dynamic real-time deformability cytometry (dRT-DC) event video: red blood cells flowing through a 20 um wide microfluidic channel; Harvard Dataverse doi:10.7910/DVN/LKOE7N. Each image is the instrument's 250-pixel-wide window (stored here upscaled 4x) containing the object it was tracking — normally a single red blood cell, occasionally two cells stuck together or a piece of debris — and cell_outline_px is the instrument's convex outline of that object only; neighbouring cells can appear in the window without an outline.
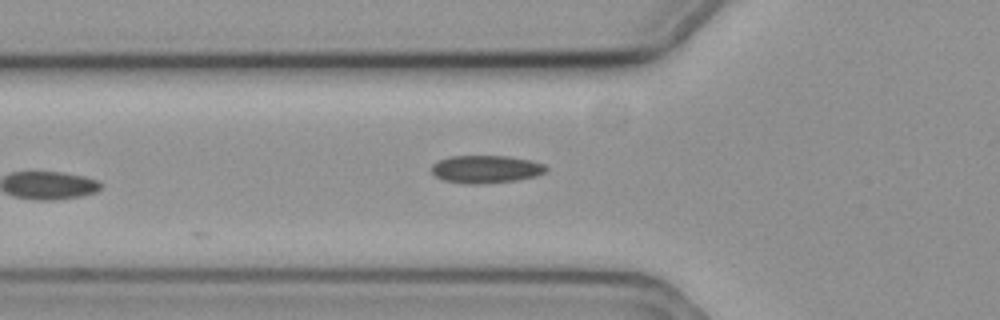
{"species": "common noctule bat (a hibernating species)", "species_latin": "Nyctalus noctula", "temperature_condition": "cold", "stored_images_in_passage": 24, "camera_frame_rate_fps": 3000, "um_per_image_px": 0.085, "animal": {"sex": "female", "body_mass_g": 19.3, "forearm_length_mm": 54.1}, "frame": {"image": 1, "passage_image": 24, "time_ms": 7.667, "image_size_px": [1000, 320], "cell_outline_px": [[548, 172], [536, 176], [516, 180], [480, 184], [464, 184], [444, 180], [436, 176], [432, 172], [432, 164], [448, 156], [508, 156], [532, 160], [544, 164], [548, 168]], "centroid_in_image_um": [41.34, 14.38], "position_along_channel_um": 84.5, "area_um2": 18.67}}